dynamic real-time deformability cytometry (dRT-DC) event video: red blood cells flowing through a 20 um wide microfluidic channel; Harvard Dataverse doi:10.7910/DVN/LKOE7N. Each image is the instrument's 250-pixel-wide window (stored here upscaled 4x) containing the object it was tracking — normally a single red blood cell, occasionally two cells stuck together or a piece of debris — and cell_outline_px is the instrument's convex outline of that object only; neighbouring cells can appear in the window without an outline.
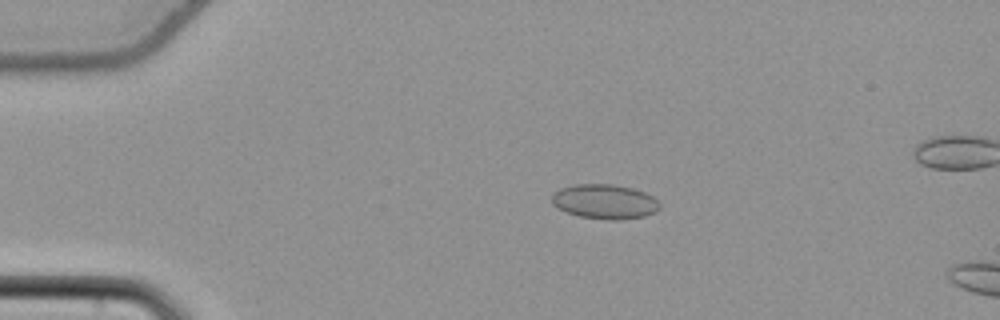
{"species": "common noctule bat (a hibernating species)", "species_latin": "Nyctalus noctula", "temperature_condition": "cold", "stored_images_in_passage": 18, "camera_frame_rate_fps": 3000, "um_per_image_px": 0.085, "animal": {"sex": "female", "body_mass_g": 22.7, "forearm_length_mm": 54.2}, "frame": {"image": 1, "passage_image": 13, "time_ms": 4.0, "image_size_px": [1000, 320], "cell_outline_px": [[660, 208], [656, 212], [644, 216], [620, 220], [608, 220], [580, 216], [556, 208], [552, 204], [552, 192], [560, 188], [576, 184], [612, 184], [632, 188], [644, 192], [652, 196], [660, 204]], "centroid_in_image_um": [51.39, 17.13], "position_along_channel_um": 33.6, "area_um2": 21.85}}